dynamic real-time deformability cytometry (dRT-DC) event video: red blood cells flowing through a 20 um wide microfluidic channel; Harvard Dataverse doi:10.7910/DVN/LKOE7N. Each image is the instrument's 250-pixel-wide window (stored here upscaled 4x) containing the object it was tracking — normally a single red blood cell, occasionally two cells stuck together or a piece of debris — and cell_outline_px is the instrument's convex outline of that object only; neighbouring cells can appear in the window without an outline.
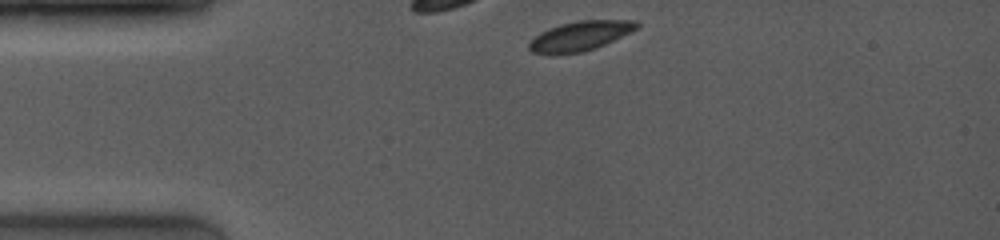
{"species": "common noctule bat (a hibernating species)", "species_latin": "Nyctalus noctula", "temperature_condition": "room temperature", "stored_images_in_passage": 39, "camera_frame_rate_fps": 4000, "um_per_image_px": 0.085, "animal": {"sex": "female", "body_mass_g": 19.0, "forearm_length_mm": 53.3}, "frame": {"image": 1, "passage_image": 1, "time_ms": 0.0, "image_size_px": [1000, 240], "cell_outline_px": [[640, 28], [596, 48], [580, 52], [548, 56], [532, 52], [528, 48], [528, 44], [540, 32], [548, 28], [560, 24], [580, 20], [636, 20], [640, 24]], "centroid_in_image_um": [49.31, 3.07], "position_along_channel_um": 35.7, "area_um2": 18.84}}